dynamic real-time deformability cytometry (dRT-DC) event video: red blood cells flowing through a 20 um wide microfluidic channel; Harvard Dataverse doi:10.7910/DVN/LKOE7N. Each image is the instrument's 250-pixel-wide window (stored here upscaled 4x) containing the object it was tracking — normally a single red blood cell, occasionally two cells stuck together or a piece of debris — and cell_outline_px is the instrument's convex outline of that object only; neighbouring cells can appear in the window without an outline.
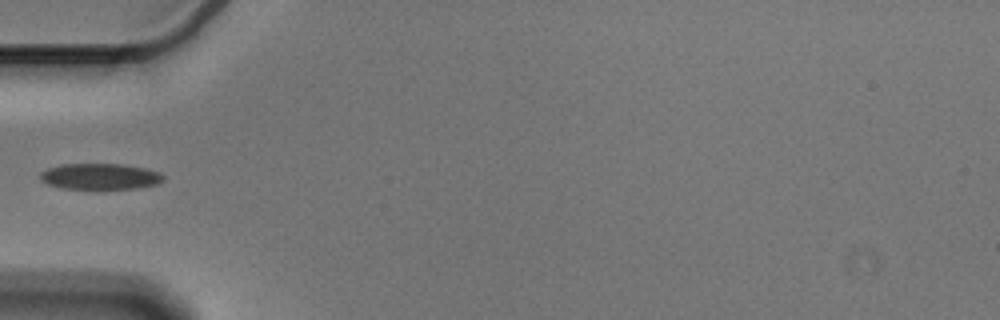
{"species": "Egyptian fruit bat (a non-hibernating species)", "species_latin": "Rousettus aegyptiacus", "temperature_condition": "cold", "stored_images_in_passage": 38, "camera_frame_rate_fps": 3000, "um_per_image_px": 0.085, "animal": {"sex": "male"}, "frame": {"image": 1, "passage_image": 1, "time_ms": 0.0, "image_size_px": [1000, 320], "cell_outline_px": [[164, 180], [156, 184], [140, 188], [60, 188], [48, 184], [40, 180], [40, 172], [48, 168], [60, 164], [124, 164], [144, 168], [160, 172], [164, 176]], "centroid_in_image_um": [8.5, 14.99], "position_along_channel_um": 76.5, "area_um2": 18.61}}
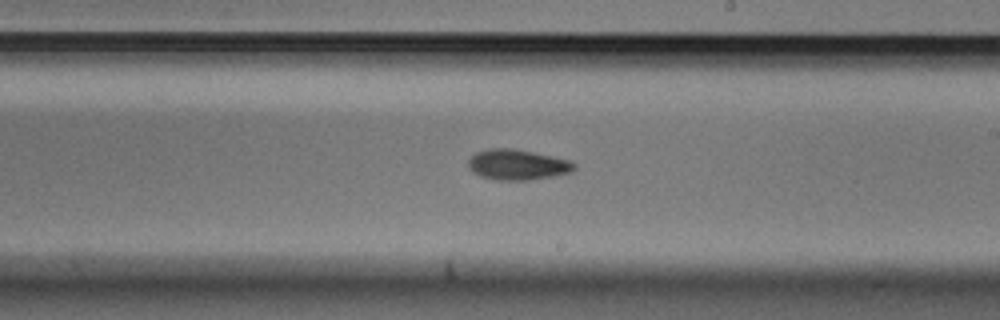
{"frame": {"image": 2, "passage_image": 15, "time_ms": 4.667, "image_size_px": [1000, 320], "cell_outline_px": [[576, 168], [572, 172], [552, 176], [528, 180], [492, 180], [480, 176], [472, 172], [468, 168], [468, 160], [476, 152], [488, 148], [512, 148], [572, 160], [576, 164]], "centroid_in_image_um": [43.97, 14.0], "position_along_channel_um": 245.0, "area_um2": 19.02}}
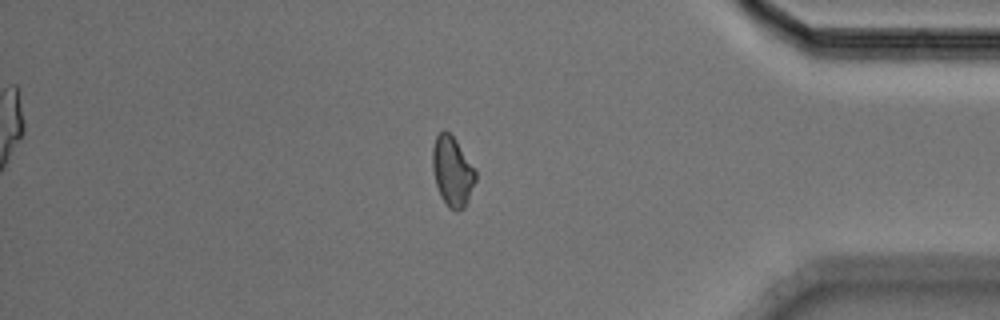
{"frame": {"image": 3, "passage_image": 30, "time_ms": 9.667, "image_size_px": [1000, 320], "cell_outline_px": [[476, 180], [468, 200], [464, 208], [456, 212], [448, 208], [440, 196], [436, 184], [432, 168], [432, 148], [436, 136], [444, 128], [456, 140], [476, 168]], "centroid_in_image_um": [38.45, 14.57], "position_along_channel_um": 396.7, "area_um2": 17.8}}